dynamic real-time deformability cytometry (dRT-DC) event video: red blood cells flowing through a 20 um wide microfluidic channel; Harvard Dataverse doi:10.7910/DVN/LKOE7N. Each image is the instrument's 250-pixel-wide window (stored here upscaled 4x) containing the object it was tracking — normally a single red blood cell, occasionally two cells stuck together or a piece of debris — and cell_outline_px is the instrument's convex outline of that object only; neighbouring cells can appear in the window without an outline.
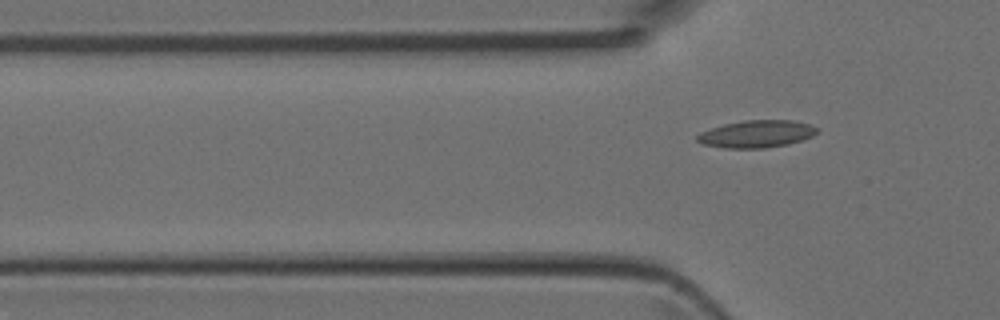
{"species": "Egyptian fruit bat (a non-hibernating species)", "species_latin": "Rousettus aegyptiacus", "temperature_condition": "room temperature", "stored_images_in_passage": 4, "camera_frame_rate_fps": 3000, "um_per_image_px": 0.085, "animal": {"sex": "female"}, "frame": {"image": 1, "passage_image": 4, "time_ms": 1.0, "image_size_px": [1000, 320], "cell_outline_px": [[820, 132], [812, 136], [788, 144], [764, 148], [724, 148], [704, 144], [696, 140], [696, 136], [700, 132], [724, 124], [744, 120], [792, 120], [812, 124], [820, 128]], "centroid_in_image_um": [64.35, 11.37], "position_along_channel_um": 61.4, "area_um2": 19.19}}